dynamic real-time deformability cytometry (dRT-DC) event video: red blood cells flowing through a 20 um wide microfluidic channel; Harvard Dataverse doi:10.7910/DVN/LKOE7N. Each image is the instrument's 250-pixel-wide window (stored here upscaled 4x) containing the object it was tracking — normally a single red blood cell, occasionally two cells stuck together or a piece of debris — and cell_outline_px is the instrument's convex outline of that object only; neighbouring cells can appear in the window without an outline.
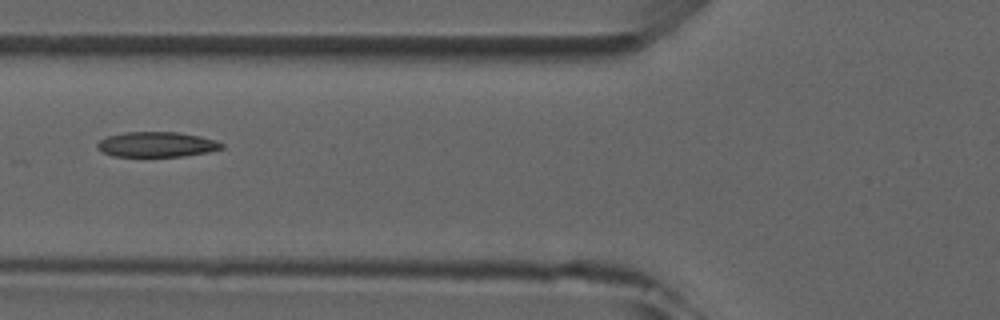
{"species": "common noctule bat (a hibernating species)", "species_latin": "Nyctalus noctula", "temperature_condition": "room temperature", "stored_images_in_passage": 6, "camera_frame_rate_fps": 3000, "um_per_image_px": 0.085, "animal": {"sex": "male", "forearm_length_mm": 52.5}, "frame": {"image": 1, "passage_image": 6, "time_ms": 6.0, "image_size_px": [1000, 320], "cell_outline_px": [[224, 148], [208, 152], [184, 156], [112, 156], [100, 152], [96, 148], [96, 144], [100, 140], [108, 136], [124, 132], [176, 132], [200, 136], [216, 140], [224, 144]], "centroid_in_image_um": [13.3, 12.28], "position_along_channel_um": 112.5, "area_um2": 18.32}}